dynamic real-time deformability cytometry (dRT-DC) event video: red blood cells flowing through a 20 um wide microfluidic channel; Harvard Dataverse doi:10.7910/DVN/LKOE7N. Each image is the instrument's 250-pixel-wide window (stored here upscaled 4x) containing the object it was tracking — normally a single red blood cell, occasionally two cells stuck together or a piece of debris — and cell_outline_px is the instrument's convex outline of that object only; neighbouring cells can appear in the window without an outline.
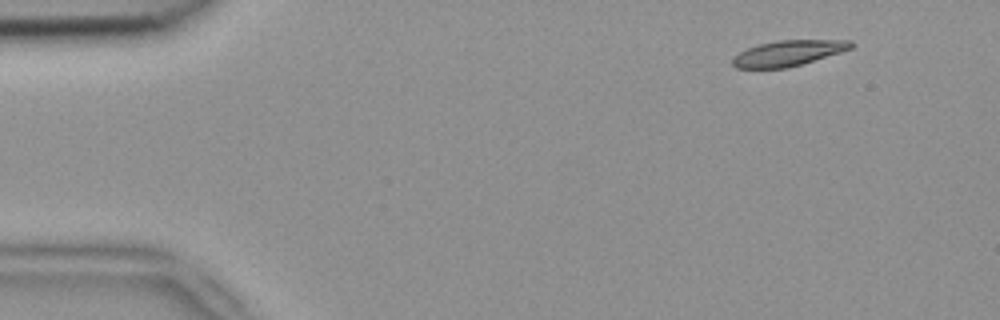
{"species": "common noctule bat (a hibernating species)", "species_latin": "Nyctalus noctula", "temperature_condition": "room temperature", "stored_images_in_passage": 4, "camera_frame_rate_fps": 3000, "um_per_image_px": 0.085, "animal": {"sex": "female", "body_mass_g": 18.4}, "frame": {"image": 1, "passage_image": 1, "time_ms": 0.0, "image_size_px": [1000, 320], "cell_outline_px": [[856, 44], [852, 48], [840, 52], [800, 64], [784, 68], [736, 68], [732, 64], [732, 56], [748, 48], [760, 44], [776, 40], [852, 40]], "centroid_in_image_um": [66.99, 4.51], "position_along_channel_um": 18.0, "area_um2": 17.51}}
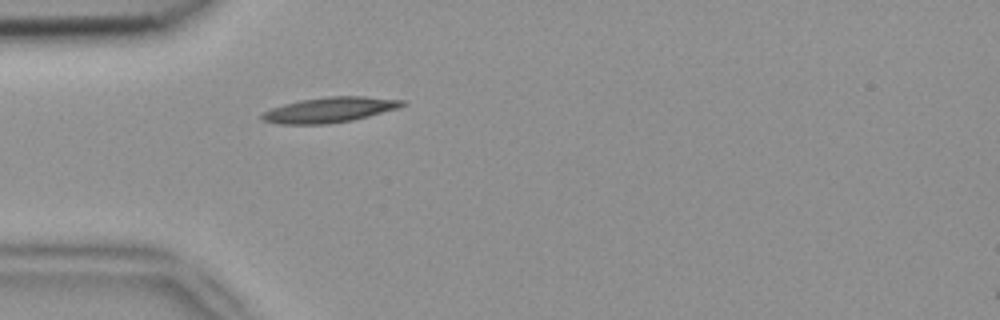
{"frame": {"image": 2, "passage_image": 4, "time_ms": 1.0, "image_size_px": [1000, 320], "cell_outline_px": [[408, 104], [396, 108], [368, 116], [352, 120], [328, 124], [280, 124], [260, 120], [260, 116], [264, 112], [272, 108], [284, 104], [300, 100], [328, 96], [364, 96], [404, 100]], "centroid_in_image_um": [28.0, 9.33], "position_along_channel_um": 57.0, "area_um2": 20.58}}